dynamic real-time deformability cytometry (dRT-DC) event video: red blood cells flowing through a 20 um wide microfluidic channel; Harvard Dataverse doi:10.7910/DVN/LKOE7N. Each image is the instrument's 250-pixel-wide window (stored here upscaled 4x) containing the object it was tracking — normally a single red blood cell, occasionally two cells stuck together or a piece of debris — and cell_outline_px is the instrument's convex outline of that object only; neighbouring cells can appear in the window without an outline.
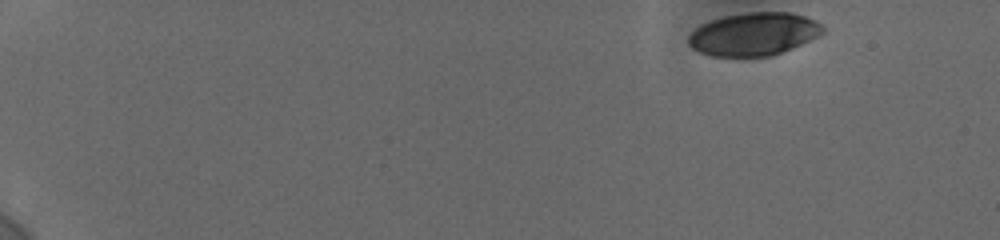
{"species": "human", "species_latin": "Homo sapiens", "temperature_condition": "cold", "stored_images_in_passage": 49, "camera_frame_rate_fps": 3000, "um_per_image_px": 0.085, "donor": {"sex": "female"}, "frame": {"image": 1, "passage_image": 1, "time_ms": 0.0, "image_size_px": [1000, 240], "cell_outline_px": [[824, 32], [792, 48], [772, 56], [712, 56], [700, 52], [692, 48], [688, 44], [688, 36], [700, 24], [724, 16], [748, 12], [792, 12], [804, 16], [820, 24], [824, 28]], "centroid_in_image_um": [64.04, 2.89], "position_along_channel_um": 21.0, "area_um2": 33.35}}
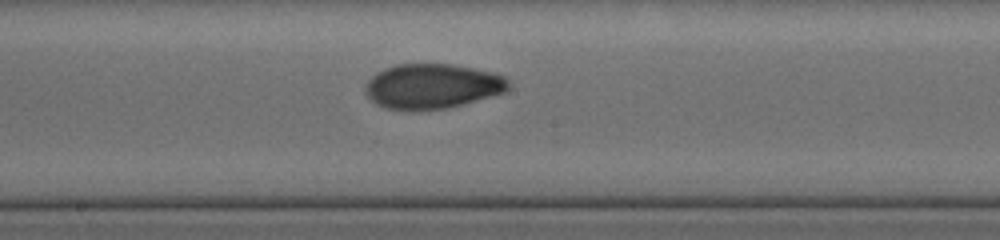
{"frame": {"image": 2, "passage_image": 27, "time_ms": 9.333, "image_size_px": [1000, 240], "cell_outline_px": [[512, 84], [504, 92], [460, 104], [444, 108], [408, 112], [384, 108], [376, 104], [364, 92], [364, 88], [368, 80], [376, 72], [384, 68], [396, 64], [452, 64], [492, 72], [504, 76]], "centroid_in_image_um": [36.68, 7.33], "position_along_channel_um": 211.5, "area_um2": 37.63}}
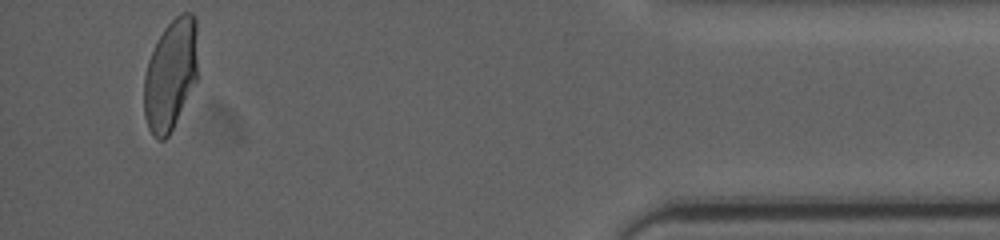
{"frame": {"image": 3, "passage_image": 47, "time_ms": 16.333, "image_size_px": [1000, 240], "cell_outline_px": [[196, 80], [168, 136], [164, 140], [156, 140], [152, 136], [148, 128], [144, 116], [144, 76], [148, 60], [164, 28], [180, 12], [192, 12], [196, 16]], "centroid_in_image_um": [14.47, 6.35], "position_along_channel_um": 420.7, "area_um2": 34.45}, "authors_computed_cell_mechanics": {"area_um2": 35.9516, "velocity_mm_per_s": 3.7012, "shape_relaxation_time_tau1_ms": 7.6086, "shape_relaxation_time_tau2_ms": 1.3084, "deformation_change_tau1": 0.2001, "deformation_change_tau2": 0.0483}}